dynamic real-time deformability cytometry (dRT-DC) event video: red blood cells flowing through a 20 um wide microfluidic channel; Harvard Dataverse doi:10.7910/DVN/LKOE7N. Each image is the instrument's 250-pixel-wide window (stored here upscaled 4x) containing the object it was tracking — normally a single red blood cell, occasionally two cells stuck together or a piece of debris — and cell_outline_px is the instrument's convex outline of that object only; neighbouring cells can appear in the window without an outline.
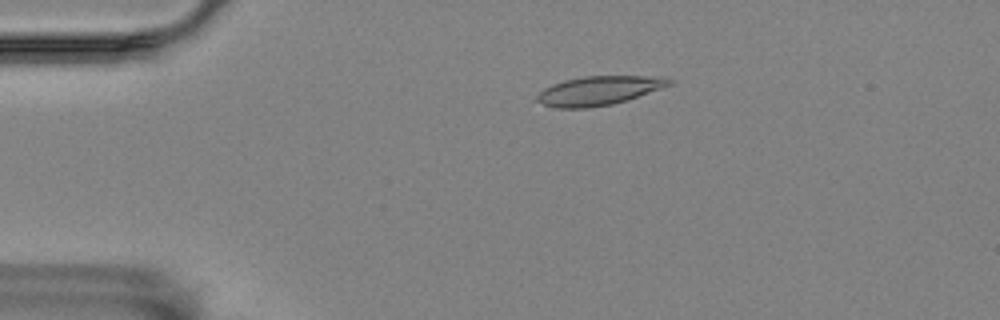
{"species": "Egyptian fruit bat (a non-hibernating species)", "species_latin": "Rousettus aegyptiacus", "temperature_condition": "room temperature", "stored_images_in_passage": 47, "camera_frame_rate_fps": 3000, "um_per_image_px": 0.085, "animal": {"sex": "female"}, "frame": {"image": 1, "passage_image": 1, "time_ms": 0.0, "image_size_px": [1000, 320], "cell_outline_px": [[676, 84], [628, 100], [612, 104], [588, 108], [556, 108], [544, 104], [536, 100], [536, 96], [544, 88], [552, 84], [564, 80], [584, 76], [668, 76], [676, 80]], "centroid_in_image_um": [51.02, 7.69], "position_along_channel_um": 34.0, "area_um2": 22.83}}
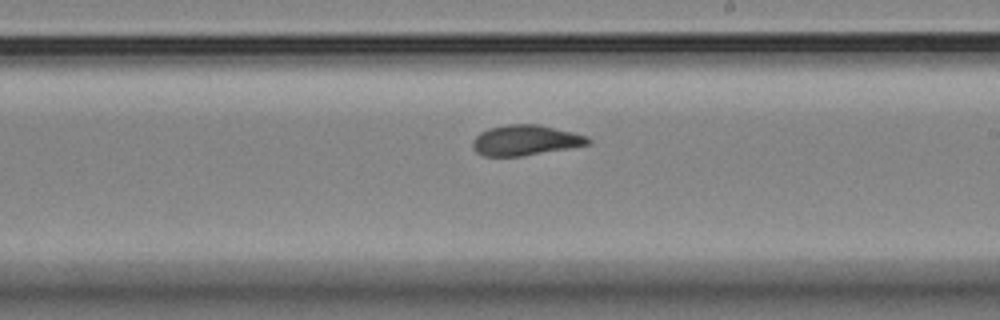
{"frame": {"image": 2, "passage_image": 23, "time_ms": 7.333, "image_size_px": [1000, 320], "cell_outline_px": [[592, 144], [572, 148], [520, 156], [484, 156], [476, 152], [472, 148], [472, 140], [480, 132], [488, 128], [508, 124], [540, 124], [588, 136], [592, 140]], "centroid_in_image_um": [44.68, 11.92], "position_along_channel_um": 244.3, "area_um2": 20.69}}
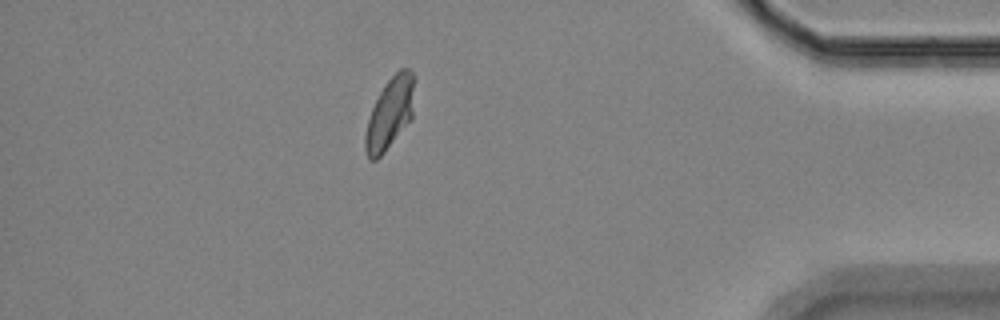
{"frame": {"image": 3, "passage_image": 40, "time_ms": 13.0, "image_size_px": [1000, 320], "cell_outline_px": [[416, 76], [412, 116], [384, 152], [376, 160], [368, 160], [364, 148], [364, 136], [368, 120], [372, 108], [384, 84], [400, 68], [408, 68]], "centroid_in_image_um": [33.14, 9.59], "position_along_channel_um": 402.1, "area_um2": 20.4}, "authors_computed_cell_mechanics": {"area_um2": 20.7502, "velocity_mm_per_s": 3.4531, "shape_relaxation_time_tau1_ms": 8.1215, "shape_relaxation_time_tau2_ms": 1.2428, "deformation_change_tau1": 0.2288, "deformation_change_tau2": 0.0523}}